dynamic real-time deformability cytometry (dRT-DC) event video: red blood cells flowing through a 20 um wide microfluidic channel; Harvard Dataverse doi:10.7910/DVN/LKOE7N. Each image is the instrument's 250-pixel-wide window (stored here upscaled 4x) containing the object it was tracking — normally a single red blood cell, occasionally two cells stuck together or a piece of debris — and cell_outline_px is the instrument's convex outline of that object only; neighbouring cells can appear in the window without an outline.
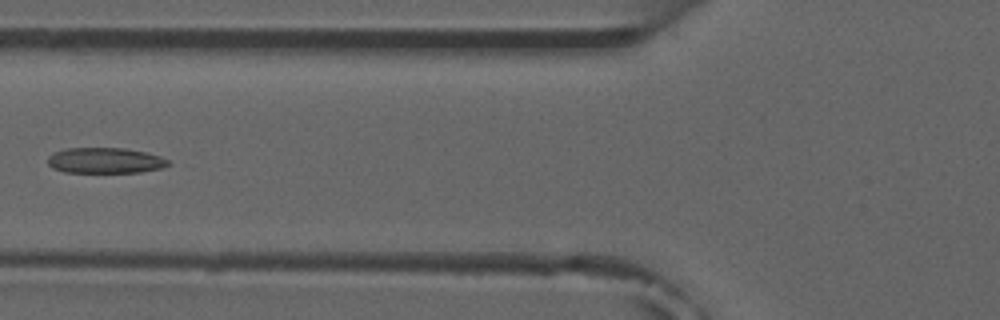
{"species": "common noctule bat (a hibernating species)", "species_latin": "Nyctalus noctula", "temperature_condition": "room temperature", "stored_images_in_passage": 5, "camera_frame_rate_fps": 3000, "um_per_image_px": 0.085, "animal": {"sex": "male", "forearm_length_mm": 52.5}, "frame": {"image": 1, "passage_image": 5, "time_ms": 4.667, "image_size_px": [1000, 320], "cell_outline_px": [[172, 164], [160, 168], [140, 172], [64, 172], [52, 168], [48, 164], [48, 156], [64, 148], [124, 148], [144, 152], [160, 156], [168, 160]], "centroid_in_image_um": [8.93, 13.64], "position_along_channel_um": 116.9, "area_um2": 17.92}}